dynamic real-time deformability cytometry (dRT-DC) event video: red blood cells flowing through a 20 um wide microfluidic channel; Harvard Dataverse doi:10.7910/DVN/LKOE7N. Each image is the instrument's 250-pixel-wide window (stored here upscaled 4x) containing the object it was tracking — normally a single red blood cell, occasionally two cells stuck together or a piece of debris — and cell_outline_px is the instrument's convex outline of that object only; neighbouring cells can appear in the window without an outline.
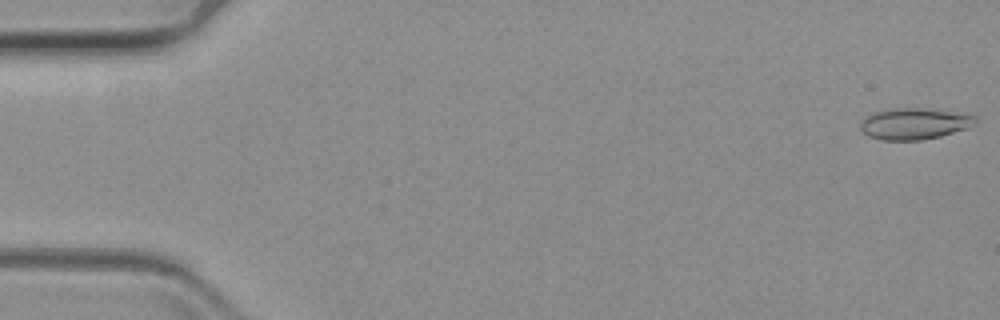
{"species": "common noctule bat (a hibernating species)", "species_latin": "Nyctalus noctula", "temperature_condition": "warm", "stored_images_in_passage": 60, "camera_frame_rate_fps": 3000, "um_per_image_px": 0.085, "animal": {"sex": "female", "body_mass_g": 19.3, "forearm_length_mm": 54.1}, "frame": {"image": 1, "passage_image": 1, "time_ms": 0.0, "image_size_px": [1000, 320], "cell_outline_px": [[976, 124], [968, 128], [940, 136], [920, 140], [880, 140], [868, 136], [860, 128], [860, 120], [872, 112], [888, 108], [924, 108], [972, 112], [976, 116]], "centroid_in_image_um": [77.77, 10.48], "position_along_channel_um": 7.2, "area_um2": 21.68}}
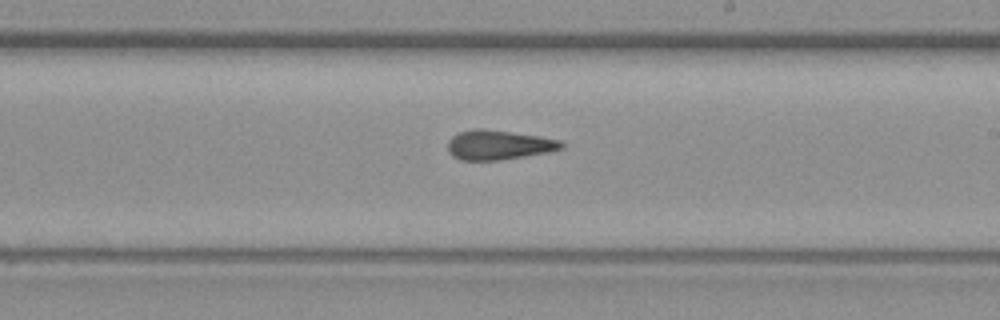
{"frame": {"image": 2, "passage_image": 36, "time_ms": 11.667, "image_size_px": [1000, 320], "cell_outline_px": [[564, 148], [548, 152], [500, 160], [460, 160], [452, 156], [448, 152], [448, 140], [452, 136], [460, 132], [472, 128], [484, 128], [540, 136], [560, 140], [564, 144]], "centroid_in_image_um": [42.36, 12.31], "position_along_channel_um": 246.6, "area_um2": 19.71}}
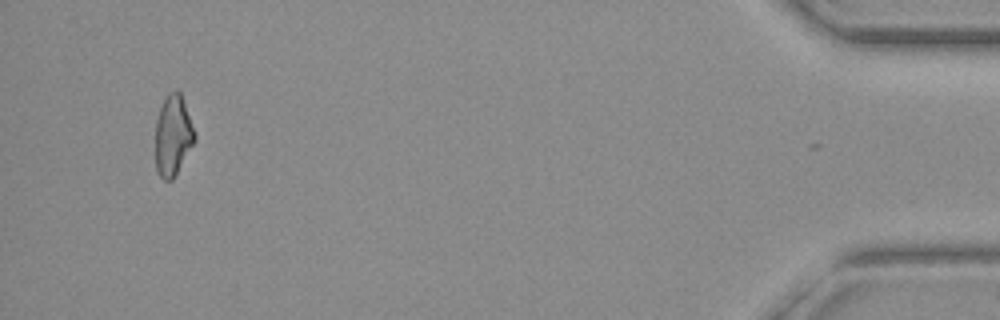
{"frame": {"image": 3, "passage_image": 59, "time_ms": 19.333, "image_size_px": [1000, 320], "cell_outline_px": [[196, 140], [172, 180], [164, 180], [160, 176], [156, 168], [156, 120], [160, 108], [168, 92], [176, 88], [180, 92], [196, 132]], "centroid_in_image_um": [14.72, 11.49], "position_along_channel_um": 420.5, "area_um2": 18.44}}